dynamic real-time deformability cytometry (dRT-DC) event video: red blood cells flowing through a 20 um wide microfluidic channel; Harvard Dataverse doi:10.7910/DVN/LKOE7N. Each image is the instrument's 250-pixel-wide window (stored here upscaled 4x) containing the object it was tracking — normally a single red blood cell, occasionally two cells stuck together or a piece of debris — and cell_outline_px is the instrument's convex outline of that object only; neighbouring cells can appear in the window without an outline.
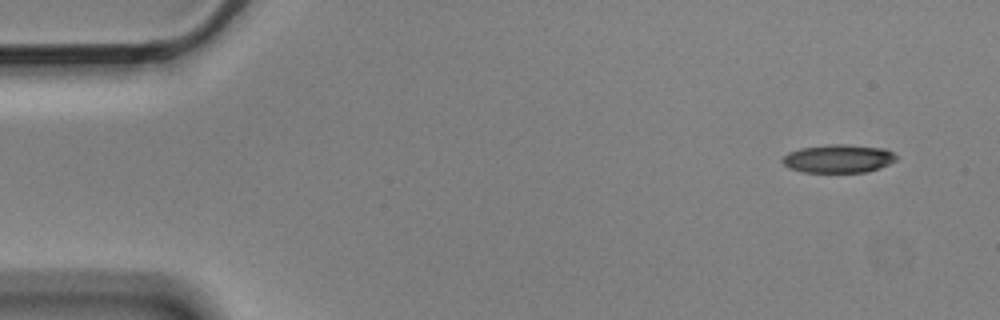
{"species": "Egyptian fruit bat (a non-hibernating species)", "species_latin": "Rousettus aegyptiacus", "temperature_condition": "cold", "stored_images_in_passage": 5, "segment_of_instrument_passage": [1, 2], "camera_frame_rate_fps": 3000, "um_per_image_px": 0.085, "animal": {"sex": "male"}, "frame": {"image": 1, "passage_image": 1, "time_ms": 0.0, "image_size_px": [1000, 320], "cell_outline_px": [[896, 160], [880, 168], [868, 172], [800, 172], [788, 168], [780, 160], [788, 152], [800, 148], [832, 144], [844, 144], [884, 148], [892, 152], [896, 156]], "centroid_in_image_um": [71.23, 13.49], "position_along_channel_um": 13.8, "area_um2": 18.84}}
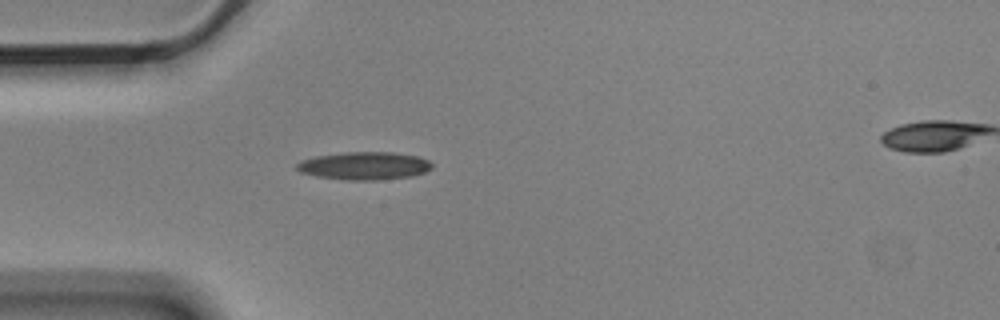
{"frame": {"image": 2, "passage_image": 4, "time_ms": 1.0, "image_size_px": [1000, 320], "cell_outline_px": [[432, 168], [424, 172], [412, 176], [380, 180], [344, 180], [316, 176], [300, 172], [296, 168], [296, 164], [300, 160], [316, 156], [344, 152], [392, 152], [416, 156], [428, 160], [432, 164]], "centroid_in_image_um": [30.94, 14.09], "position_along_channel_um": 54.1, "area_um2": 22.02}}